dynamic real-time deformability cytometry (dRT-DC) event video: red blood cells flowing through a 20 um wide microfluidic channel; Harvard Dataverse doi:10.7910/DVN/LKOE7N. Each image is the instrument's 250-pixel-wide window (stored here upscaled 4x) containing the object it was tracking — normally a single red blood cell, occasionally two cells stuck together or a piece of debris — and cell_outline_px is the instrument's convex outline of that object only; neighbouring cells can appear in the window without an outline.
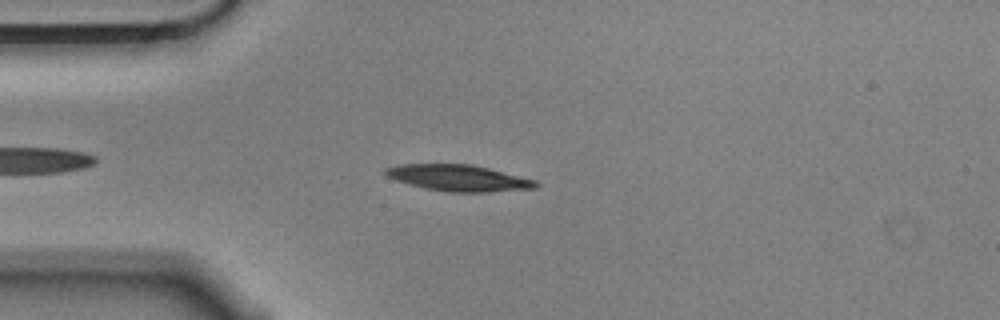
{"species": "Egyptian fruit bat (a non-hibernating species)", "species_latin": "Rousettus aegyptiacus", "temperature_condition": "cold", "stored_images_in_passage": 49, "camera_frame_rate_fps": 3000, "um_per_image_px": 0.085, "animal": {"sex": "male"}, "frame": {"image": 1, "passage_image": 7, "time_ms": 2.0, "image_size_px": [1000, 320], "cell_outline_px": [[540, 184], [536, 188], [488, 192], [448, 192], [424, 188], [408, 184], [396, 180], [388, 176], [384, 172], [384, 168], [400, 164], [472, 164], [536, 180]], "centroid_in_image_um": [38.98, 15.13], "position_along_channel_um": 46.0, "area_um2": 23.0}}
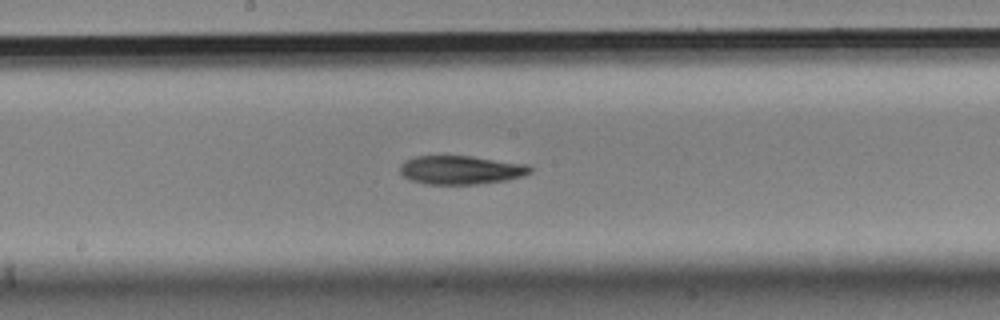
{"frame": {"image": 2, "passage_image": 22, "time_ms": 7.0, "image_size_px": [1000, 320], "cell_outline_px": [[532, 172], [524, 176], [508, 180], [476, 184], [424, 184], [412, 180], [404, 176], [400, 172], [400, 164], [404, 160], [416, 156], [472, 156], [528, 164], [532, 168]], "centroid_in_image_um": [39.2, 14.44], "position_along_channel_um": 209.0, "area_um2": 21.91}}
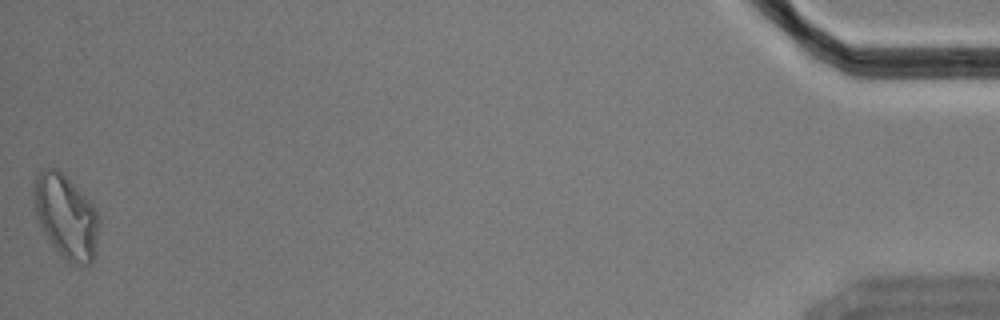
{"frame": {"image": 3, "passage_image": 49, "time_ms": 16.0, "image_size_px": [1000, 320], "cell_outline_px": [[100, 220], [96, 252], [92, 260], [88, 264], [80, 268], [72, 264], [52, 244], [44, 232], [36, 216], [32, 200], [32, 180], [44, 168], [56, 168], [92, 204]], "centroid_in_image_um": [5.59, 18.42], "position_along_channel_um": 429.6, "area_um2": 31.67}, "authors_computed_cell_mechanics": {"area_um2": 22.4842, "velocity_mm_per_s": 3.5277, "shape_relaxation_time_tau1_ms": 3.8564, "shape_relaxation_time_tau2_ms": null, "deformation_change_tau1": 0.1332, "deformation_change_tau2": null}}